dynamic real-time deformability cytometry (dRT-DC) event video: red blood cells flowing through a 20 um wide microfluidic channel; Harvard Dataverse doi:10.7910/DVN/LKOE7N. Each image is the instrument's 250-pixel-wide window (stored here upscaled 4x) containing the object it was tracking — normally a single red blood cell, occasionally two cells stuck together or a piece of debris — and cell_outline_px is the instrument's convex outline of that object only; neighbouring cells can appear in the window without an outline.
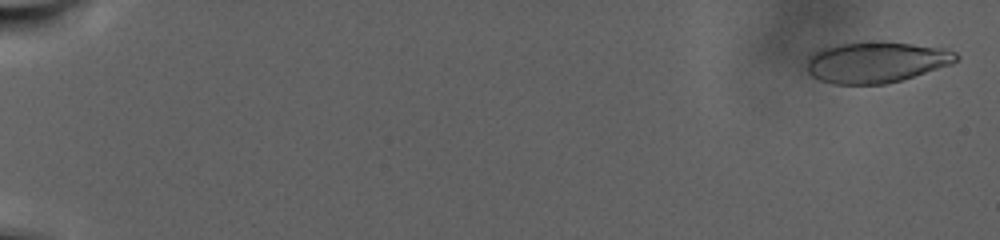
{"species": "human", "species_latin": "Homo sapiens", "temperature_condition": "warm", "stored_images_in_passage": 98, "camera_frame_rate_fps": 3000, "um_per_image_px": 0.085, "donor": {"sex": "male"}, "frame": {"image": 1, "passage_image": 3, "time_ms": 0.667, "image_size_px": [1000, 240], "cell_outline_px": [[960, 56], [952, 64], [900, 80], [884, 84], [832, 84], [820, 80], [812, 76], [808, 72], [808, 56], [820, 48], [836, 44], [880, 40], [944, 48], [956, 52]], "centroid_in_image_um": [74.46, 5.26], "position_along_channel_um": 10.5, "area_um2": 35.89}}
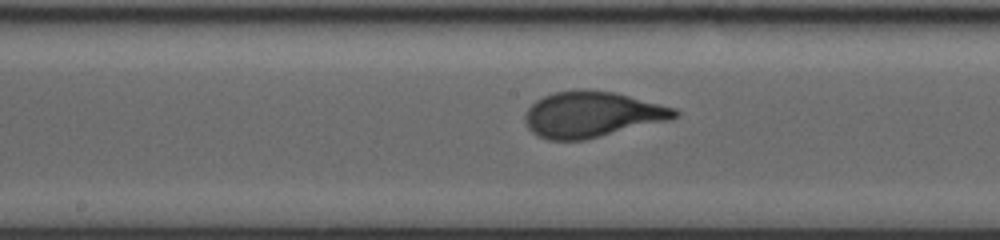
{"frame": {"image": 2, "passage_image": 56, "time_ms": 18.333, "image_size_px": [1000, 240], "cell_outline_px": [[680, 116], [672, 120], [584, 140], [548, 140], [536, 136], [528, 128], [524, 120], [524, 112], [536, 100], [544, 96], [556, 92], [580, 88], [612, 92], [676, 108], [680, 112]], "centroid_in_image_um": [50.31, 9.73], "position_along_channel_um": 197.9, "area_um2": 40.23}}
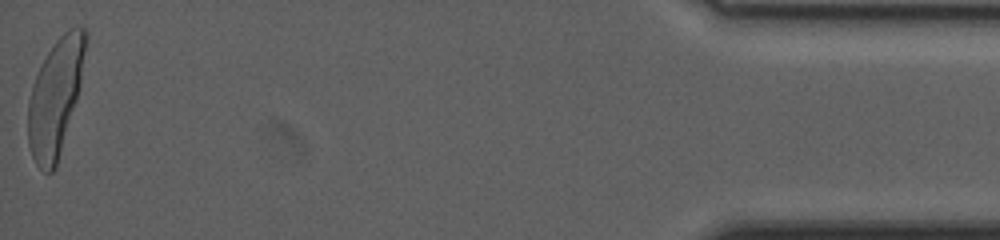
{"frame": {"image": 3, "passage_image": 98, "time_ms": 32.333, "image_size_px": [1000, 240], "cell_outline_px": [[88, 36], [80, 84], [76, 100], [56, 168], [52, 172], [44, 172], [36, 164], [32, 156], [28, 144], [28, 100], [32, 84], [48, 52], [56, 40], [68, 28], [84, 28], [88, 32]], "centroid_in_image_um": [4.71, 8.28], "position_along_channel_um": 430.5, "area_um2": 38.78}, "authors_computed_cell_mechanics": {"area_um2": 38.1769, "velocity_mm_per_s": 2.2255, "shape_relaxation_time_tau1_ms": 6.2946, "shape_relaxation_time_tau2_ms": null, "deformation_change_tau1": 0.2273, "deformation_change_tau2": null}}